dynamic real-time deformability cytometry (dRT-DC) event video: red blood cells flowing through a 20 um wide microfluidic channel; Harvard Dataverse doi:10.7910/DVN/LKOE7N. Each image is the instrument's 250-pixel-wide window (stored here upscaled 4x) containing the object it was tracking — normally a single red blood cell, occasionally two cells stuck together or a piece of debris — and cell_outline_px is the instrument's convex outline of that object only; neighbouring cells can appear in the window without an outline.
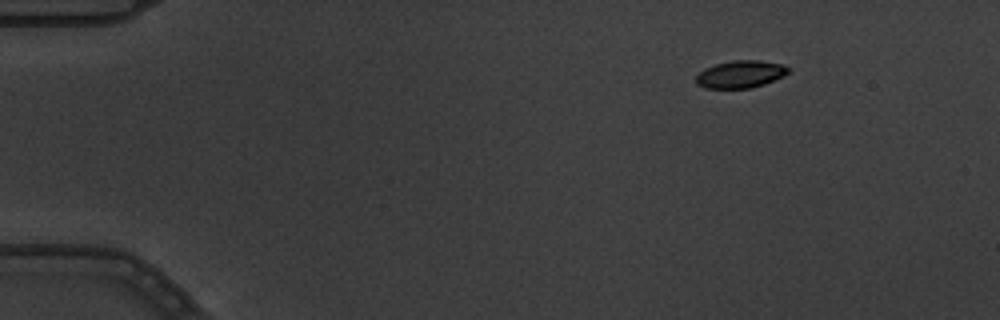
{"species": "common noctule bat (a hibernating species)", "species_latin": "Nyctalus noctula", "temperature_condition": "warm", "stored_images_in_passage": 7, "segment_of_instrument_passage": [2, 2], "camera_frame_rate_fps": 3000, "um_per_image_px": 0.085, "animal": {"sex": "male", "body_mass_g": 19.5, "forearm_length_mm": 54.6}, "frame": {"image": 1, "passage_image": 7, "time_ms": 2.0, "image_size_px": [1000, 320], "cell_outline_px": [[792, 68], [784, 76], [764, 84], [752, 88], [704, 88], [696, 84], [696, 76], [704, 68], [716, 64], [732, 60], [760, 60], [784, 64]], "centroid_in_image_um": [62.97, 6.3], "position_along_channel_um": 22.0, "area_um2": 14.91}}